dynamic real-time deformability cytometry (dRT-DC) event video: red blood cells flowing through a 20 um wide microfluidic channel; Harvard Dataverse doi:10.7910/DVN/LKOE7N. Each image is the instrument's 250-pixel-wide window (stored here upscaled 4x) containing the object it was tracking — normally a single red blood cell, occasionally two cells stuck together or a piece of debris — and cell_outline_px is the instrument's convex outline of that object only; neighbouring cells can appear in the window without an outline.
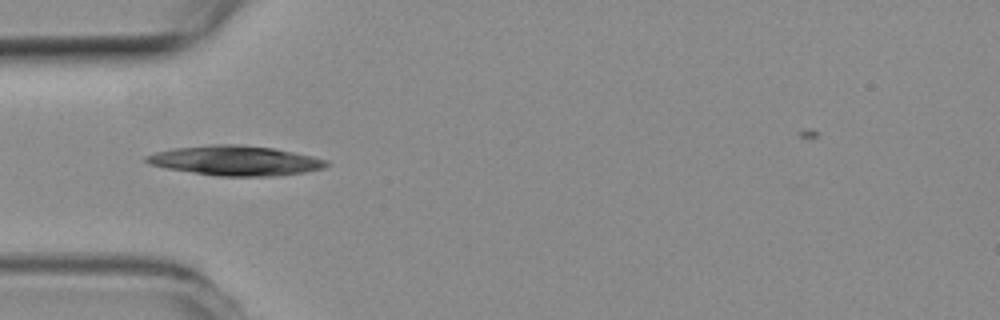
{"species": "common noctule bat (a hibernating species)", "species_latin": "Nyctalus noctula", "temperature_condition": "room temperature", "stored_images_in_passage": 6, "camera_frame_rate_fps": 3000, "um_per_image_px": 0.085, "animal": {"sex": "female", "body_mass_g": 19.3, "forearm_length_mm": 54.1}, "frame": {"image": 1, "passage_image": 1, "time_ms": 0.0, "image_size_px": [1000, 320], "cell_outline_px": [[328, 164], [324, 168], [304, 172], [272, 176], [216, 176], [168, 168], [148, 164], [144, 160], [144, 156], [156, 152], [176, 148], [212, 144], [236, 144], [272, 148], [312, 156], [328, 160]], "centroid_in_image_um": [20.0, 13.65], "position_along_channel_um": 65.0, "area_um2": 30.98}}
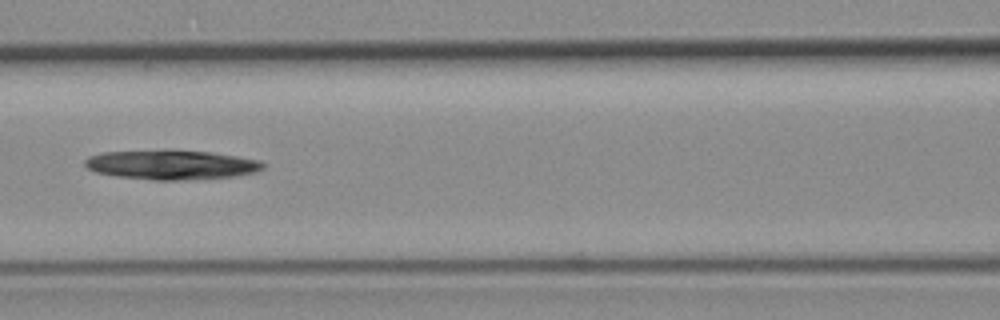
{"frame": {"image": 2, "passage_image": 3, "time_ms": 0.667, "image_size_px": [1000, 320], "cell_outline_px": [[264, 168], [256, 172], [236, 176], [188, 180], [152, 180], [116, 176], [96, 172], [88, 168], [84, 164], [84, 160], [88, 156], [104, 152], [208, 152], [236, 156], [260, 160], [264, 164]], "centroid_in_image_um": [14.59, 14.04], "position_along_channel_um": 152.0, "area_um2": 29.77}}
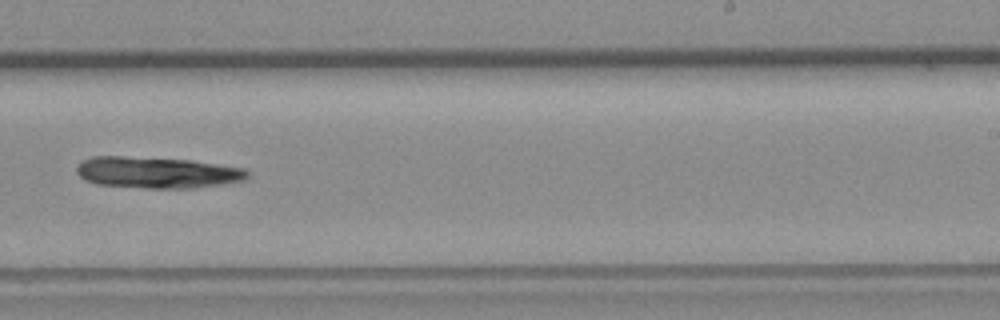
{"frame": {"image": 3, "passage_image": 6, "time_ms": 1.667, "image_size_px": [1000, 320], "cell_outline_px": [[248, 176], [244, 180], [224, 184], [192, 188], [148, 188], [96, 184], [84, 180], [76, 172], [76, 168], [84, 160], [92, 156], [124, 156], [192, 160], [244, 168], [248, 172]], "centroid_in_image_um": [13.35, 14.66], "position_along_channel_um": 275.7, "area_um2": 31.21}}